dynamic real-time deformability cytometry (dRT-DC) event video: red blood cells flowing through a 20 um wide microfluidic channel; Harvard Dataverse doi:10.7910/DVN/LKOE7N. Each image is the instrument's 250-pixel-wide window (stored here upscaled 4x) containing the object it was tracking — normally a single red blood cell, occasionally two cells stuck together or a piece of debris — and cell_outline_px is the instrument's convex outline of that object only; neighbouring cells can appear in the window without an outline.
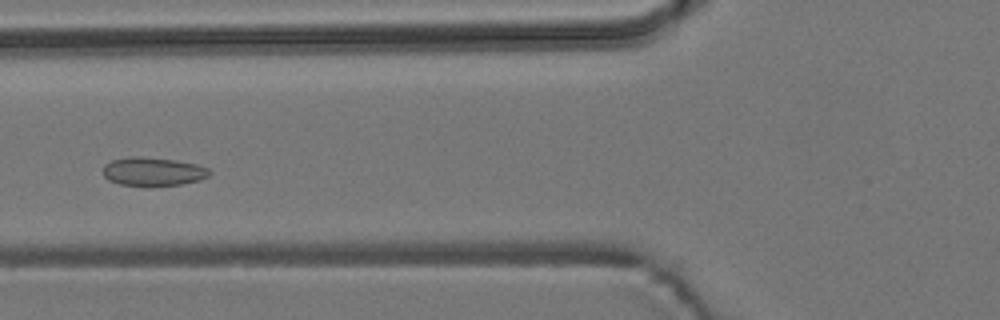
{"species": "common noctule bat (a hibernating species)", "species_latin": "Nyctalus noctula", "temperature_condition": "room temperature", "stored_images_in_passage": 39, "camera_frame_rate_fps": 3000, "um_per_image_px": 0.085, "animal": {"sex": "male", "body_mass_g": 19.2, "forearm_length_mm": 51.8}, "frame": {"image": 1, "passage_image": 6, "time_ms": 1.667, "image_size_px": [1000, 320], "cell_outline_px": [[212, 172], [208, 176], [200, 180], [180, 184], [144, 188], [120, 184], [108, 180], [104, 176], [104, 164], [112, 160], [132, 156], [140, 156], [176, 160], [196, 164], [208, 168]], "centroid_in_image_um": [13.0, 14.61], "position_along_channel_um": 112.8, "area_um2": 18.15}}
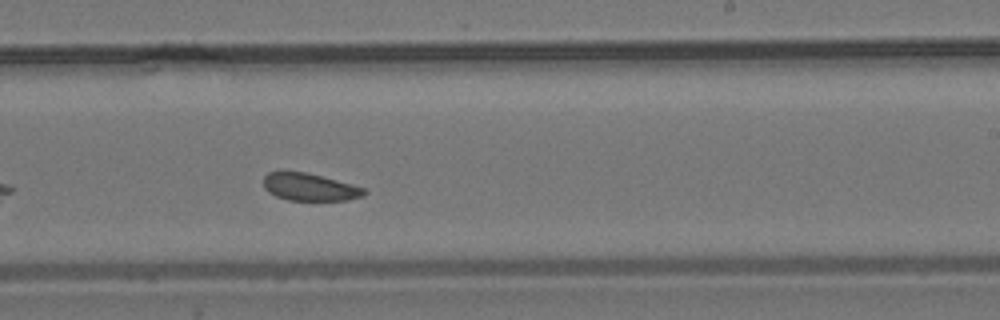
{"frame": {"image": 2, "passage_image": 18, "time_ms": 5.667, "image_size_px": [1000, 320], "cell_outline_px": [[368, 192], [364, 196], [348, 200], [288, 200], [276, 196], [268, 192], [264, 188], [264, 176], [268, 172], [304, 172], [352, 184], [364, 188]], "centroid_in_image_um": [26.34, 15.91], "position_along_channel_um": 262.7, "area_um2": 15.95}}
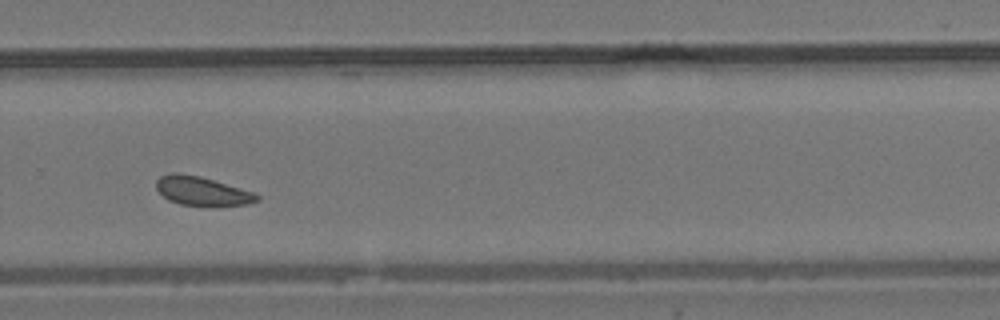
{"frame": {"image": 3, "passage_image": 22, "time_ms": 7.0, "image_size_px": [1000, 320], "cell_outline_px": [[260, 200], [248, 204], [220, 208], [208, 208], [180, 204], [168, 200], [156, 188], [156, 180], [160, 176], [172, 172], [176, 172], [200, 176], [252, 192], [260, 196]], "centroid_in_image_um": [17.19, 16.29], "position_along_channel_um": 312.6, "area_um2": 17.51}}